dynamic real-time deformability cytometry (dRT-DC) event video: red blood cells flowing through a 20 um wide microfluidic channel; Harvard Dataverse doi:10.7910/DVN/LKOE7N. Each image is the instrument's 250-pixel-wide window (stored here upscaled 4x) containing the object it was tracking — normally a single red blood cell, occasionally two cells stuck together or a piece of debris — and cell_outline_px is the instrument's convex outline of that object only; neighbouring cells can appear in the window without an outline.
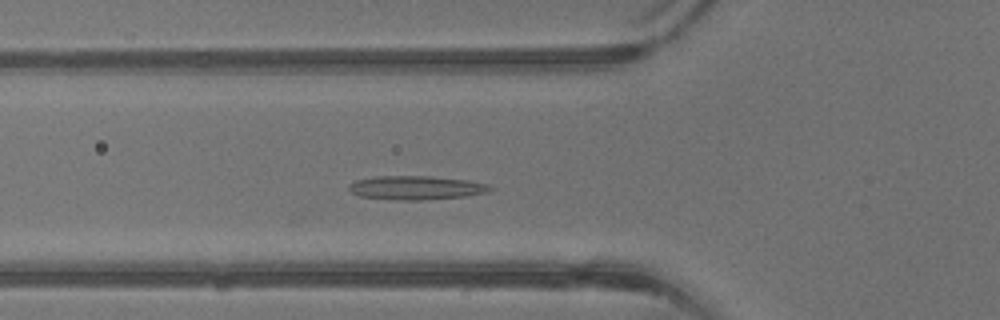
{"species": "common noctule bat (a hibernating species)", "species_latin": "Nyctalus noctula", "temperature_condition": "warm", "stored_images_in_passage": 39, "camera_frame_rate_fps": 3000, "um_per_image_px": 0.085, "animal": {"sex": "male", "body_mass_g": 13.3}, "frame": {"image": 1, "passage_image": 12, "time_ms": 3.667, "image_size_px": [1000, 320], "cell_outline_px": [[492, 188], [488, 192], [468, 196], [428, 200], [396, 200], [360, 196], [352, 192], [348, 188], [348, 184], [356, 180], [376, 176], [432, 176], [468, 180], [488, 184]], "centroid_in_image_um": [35.38, 15.96], "position_along_channel_um": 90.4, "area_um2": 19.77}}
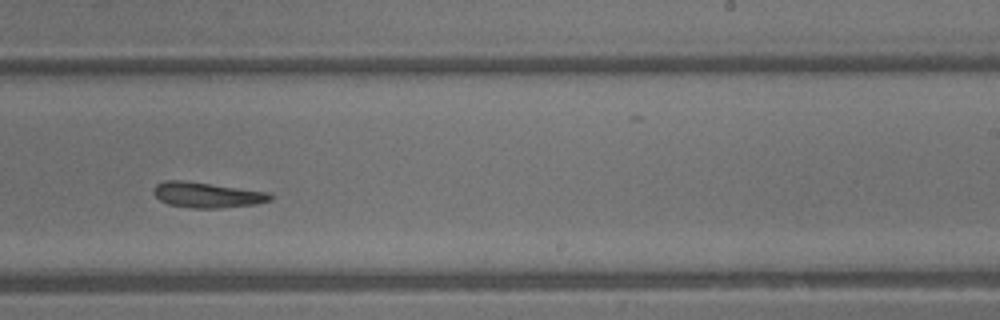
{"frame": {"image": 2, "passage_image": 23, "time_ms": 7.333, "image_size_px": [1000, 320], "cell_outline_px": [[272, 200], [256, 204], [220, 208], [192, 208], [168, 204], [160, 200], [152, 192], [152, 188], [156, 184], [164, 180], [184, 180], [268, 192], [272, 196]], "centroid_in_image_um": [17.56, 16.56], "position_along_channel_um": 271.4, "area_um2": 17.34}}
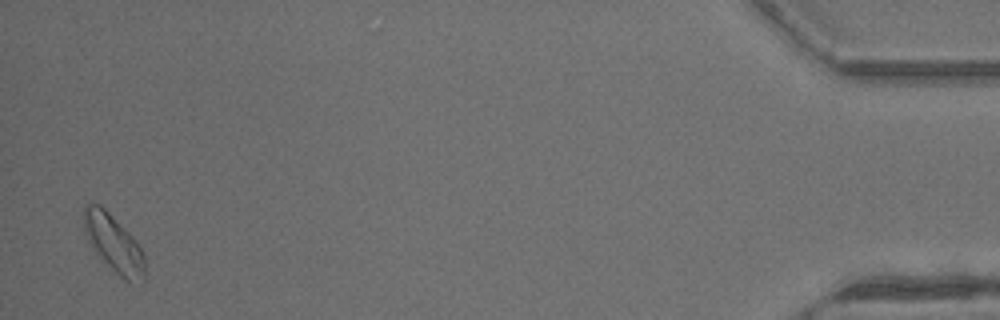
{"frame": {"image": 3, "passage_image": 38, "time_ms": 12.333, "image_size_px": [1000, 320], "cell_outline_px": [[144, 284], [132, 284], [120, 276], [96, 252], [88, 240], [84, 232], [84, 204], [100, 204], [136, 240], [144, 252]], "centroid_in_image_um": [9.7, 20.72], "position_along_channel_um": 425.5, "area_um2": 20.17}, "authors_computed_cell_mechanics": {"area_um2": 18.5538, "velocity_mm_per_s": 4.9338, "shape_relaxation_time_tau1_ms": null, "shape_relaxation_time_tau2_ms": 6.5426, "deformation_change_tau1": null, "deformation_change_tau2": 0.1713}}